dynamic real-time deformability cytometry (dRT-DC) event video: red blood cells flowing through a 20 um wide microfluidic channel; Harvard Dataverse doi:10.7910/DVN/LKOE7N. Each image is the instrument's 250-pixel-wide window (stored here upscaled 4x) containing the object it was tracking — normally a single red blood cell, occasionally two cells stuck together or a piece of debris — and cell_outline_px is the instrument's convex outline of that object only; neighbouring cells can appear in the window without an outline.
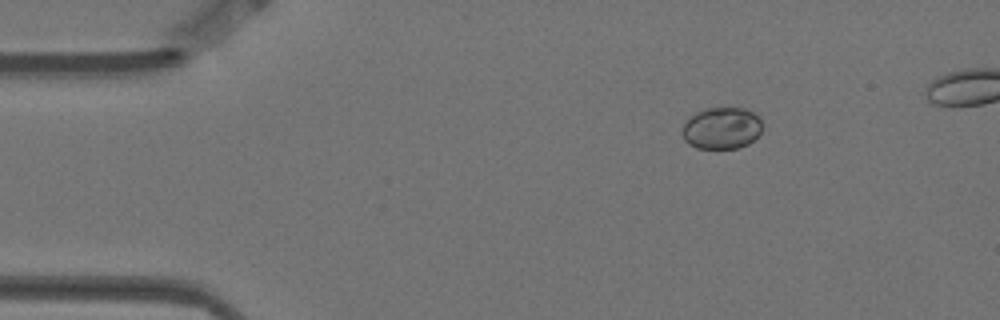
{"species": "Egyptian fruit bat (a non-hibernating species)", "species_latin": "Rousettus aegyptiacus", "temperature_condition": "warm", "stored_images_in_passage": 9, "camera_frame_rate_fps": 3000, "um_per_image_px": 0.085, "animal": {"sex": "female"}, "frame": {"image": 1, "passage_image": 3, "time_ms": 0.667, "image_size_px": [1000, 320], "cell_outline_px": [[760, 132], [748, 144], [740, 148], [696, 148], [688, 144], [684, 140], [680, 132], [688, 116], [704, 108], [744, 108], [760, 116]], "centroid_in_image_um": [61.28, 10.89], "position_along_channel_um": 23.7, "area_um2": 19.65}}
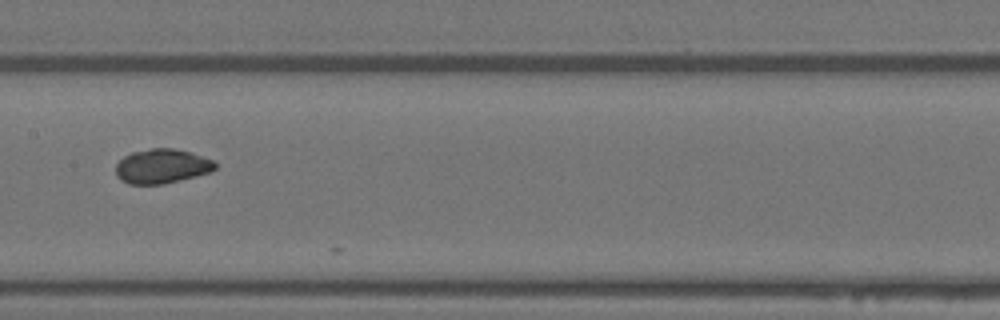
{"frame": {"image": 2, "passage_image": 8, "time_ms": 2.333, "image_size_px": [1000, 320], "cell_outline_px": [[216, 168], [208, 172], [196, 176], [164, 184], [128, 184], [120, 180], [116, 176], [116, 164], [124, 156], [132, 152], [152, 148], [172, 148], [192, 152], [212, 160], [216, 164]], "centroid_in_image_um": [13.73, 14.13], "position_along_channel_um": 193.7, "area_um2": 19.94}}
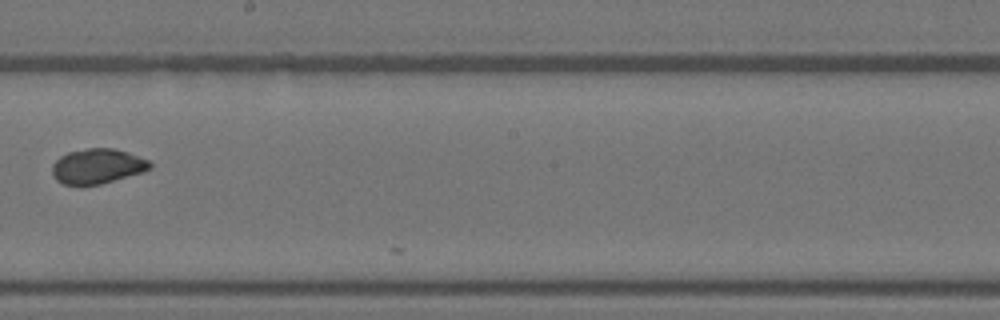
{"frame": {"image": 3, "passage_image": 9, "time_ms": 2.667, "image_size_px": [1000, 320], "cell_outline_px": [[152, 168], [144, 172], [100, 184], [64, 184], [56, 180], [52, 176], [52, 164], [60, 156], [68, 152], [88, 148], [112, 148], [128, 152], [148, 160], [152, 164]], "centroid_in_image_um": [8.28, 14.12], "position_along_channel_um": 239.9, "area_um2": 19.88}}